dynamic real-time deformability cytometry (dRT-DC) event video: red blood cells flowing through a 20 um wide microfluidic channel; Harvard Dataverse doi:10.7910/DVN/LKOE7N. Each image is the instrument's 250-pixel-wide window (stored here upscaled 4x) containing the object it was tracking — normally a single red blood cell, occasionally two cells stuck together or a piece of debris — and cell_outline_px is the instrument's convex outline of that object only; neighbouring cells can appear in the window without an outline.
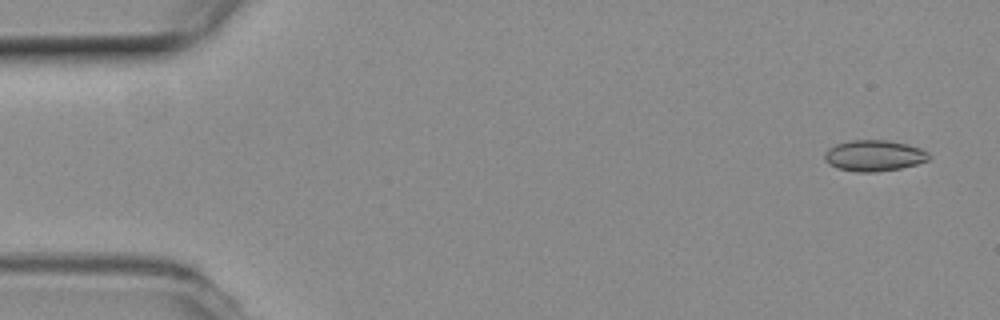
{"species": "common noctule bat (a hibernating species)", "species_latin": "Nyctalus noctula", "temperature_condition": "room temperature", "stored_images_in_passage": 54, "camera_frame_rate_fps": 3000, "um_per_image_px": 0.085, "animal": {"sex": "female", "body_mass_g": 19.3, "forearm_length_mm": 54.1}, "frame": {"image": 1, "passage_image": 1, "time_ms": 0.0, "image_size_px": [1000, 320], "cell_outline_px": [[932, 156], [928, 160], [916, 164], [900, 168], [876, 172], [856, 172], [840, 168], [828, 164], [824, 160], [824, 152], [828, 148], [836, 144], [852, 140], [884, 140], [908, 144], [920, 148], [928, 152]], "centroid_in_image_um": [74.29, 13.23], "position_along_channel_um": 10.7, "area_um2": 18.9}}
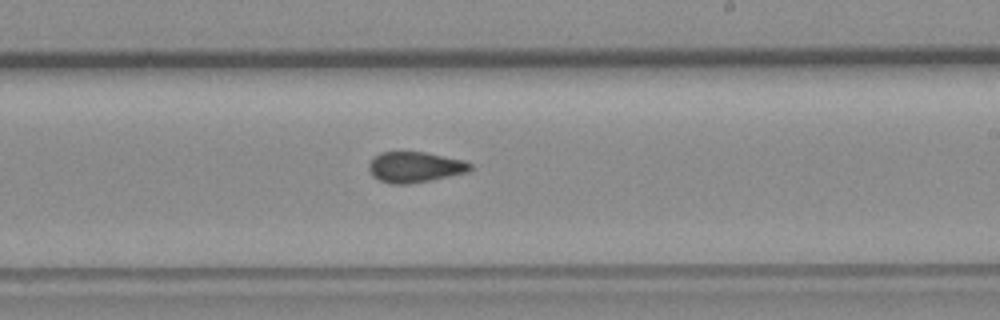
{"frame": {"image": 2, "passage_image": 31, "time_ms": 10.0, "image_size_px": [1000, 320], "cell_outline_px": [[472, 168], [468, 172], [432, 180], [408, 184], [388, 184], [372, 176], [368, 168], [368, 164], [380, 152], [424, 152], [464, 160], [472, 164]], "centroid_in_image_um": [35.27, 14.21], "position_along_channel_um": 253.7, "area_um2": 18.15}}
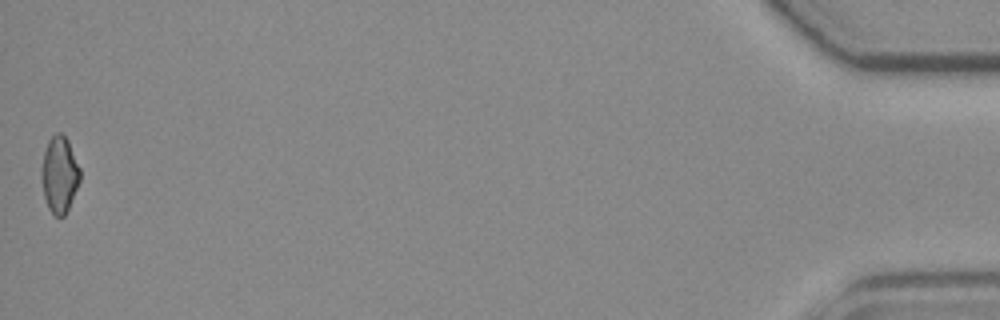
{"frame": {"image": 3, "passage_image": 54, "time_ms": 17.667, "image_size_px": [1000, 320], "cell_outline_px": [[80, 180], [68, 208], [64, 216], [56, 216], [48, 208], [44, 196], [40, 180], [40, 168], [44, 152], [48, 140], [56, 132], [60, 132], [68, 140], [80, 168]], "centroid_in_image_um": [5.03, 14.81], "position_along_channel_um": 430.2, "area_um2": 17.22}, "authors_computed_cell_mechanics": {"area_um2": 18.207, "velocity_mm_per_s": 3.6604, "shape_relaxation_time_tau1_ms": null, "shape_relaxation_time_tau2_ms": 2.3597, "deformation_change_tau1": null, "deformation_change_tau2": 0.0896}}